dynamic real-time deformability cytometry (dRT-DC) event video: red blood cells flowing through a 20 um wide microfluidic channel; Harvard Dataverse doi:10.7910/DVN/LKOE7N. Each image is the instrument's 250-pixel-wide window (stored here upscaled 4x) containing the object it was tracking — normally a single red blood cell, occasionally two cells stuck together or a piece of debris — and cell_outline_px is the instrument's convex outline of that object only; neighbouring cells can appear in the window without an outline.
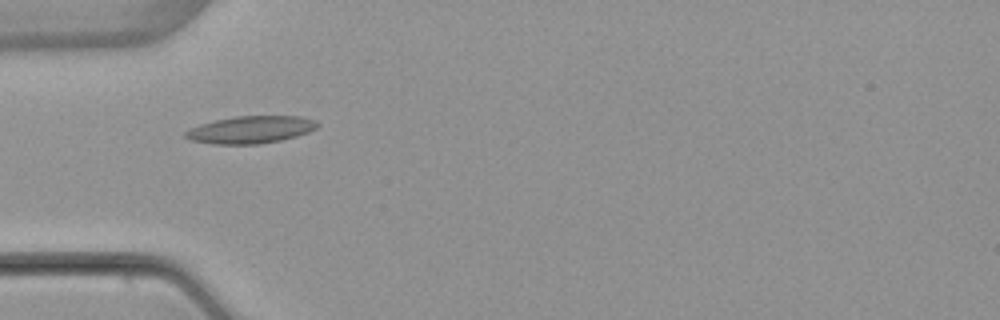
{"species": "common noctule bat (a hibernating species)", "species_latin": "Nyctalus noctula", "temperature_condition": "warm", "stored_images_in_passage": 2, "camera_frame_rate_fps": 3000, "um_per_image_px": 0.085, "animal": {"sex": "female", "body_mass_g": 22.7, "forearm_length_mm": 54.2}, "frame": {"image": 1, "passage_image": 1, "time_ms": 0.0, "image_size_px": [1000, 320], "cell_outline_px": [[320, 124], [316, 128], [308, 132], [296, 136], [280, 140], [260, 144], [212, 144], [188, 140], [184, 136], [184, 132], [188, 128], [200, 124], [216, 120], [236, 116], [300, 116], [316, 120]], "centroid_in_image_um": [21.28, 11.02], "position_along_channel_um": 63.7, "area_um2": 21.15}}
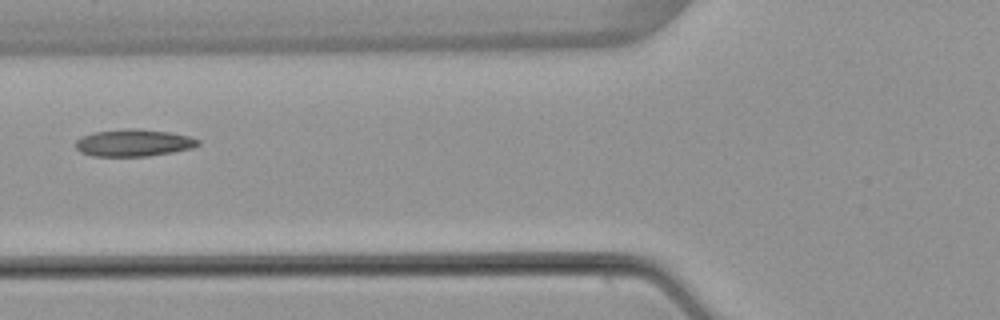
{"frame": {"image": 2, "passage_image": 2, "time_ms": 1.333, "image_size_px": [1000, 320], "cell_outline_px": [[200, 144], [192, 148], [172, 152], [148, 156], [92, 156], [80, 152], [76, 148], [76, 140], [80, 136], [96, 132], [132, 128], [168, 132], [188, 136], [200, 140]], "centroid_in_image_um": [11.34, 12.15], "position_along_channel_um": 114.5, "area_um2": 19.19}}